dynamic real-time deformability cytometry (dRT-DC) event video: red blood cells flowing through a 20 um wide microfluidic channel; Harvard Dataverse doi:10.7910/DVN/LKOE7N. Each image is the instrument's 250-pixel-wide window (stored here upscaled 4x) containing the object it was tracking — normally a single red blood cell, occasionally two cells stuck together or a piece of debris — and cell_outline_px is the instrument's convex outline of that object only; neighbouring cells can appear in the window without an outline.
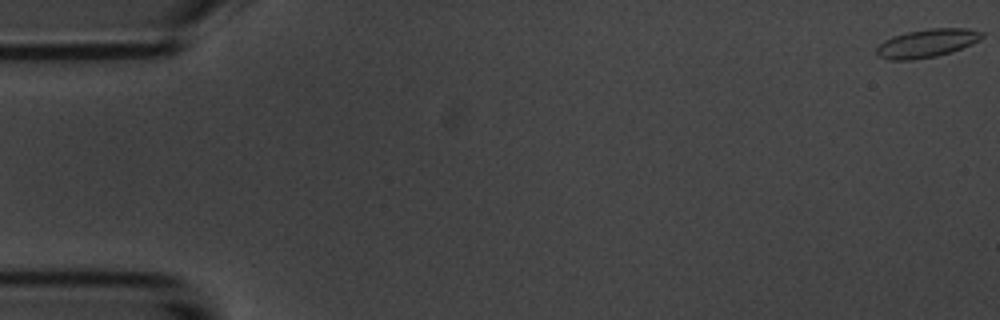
{"species": "common noctule bat (a hibernating species)", "species_latin": "Nyctalus noctula", "temperature_condition": "room temperature", "stored_images_in_passage": 5, "camera_frame_rate_fps": 3000, "um_per_image_px": 0.085, "animal": {"sex": "male", "body_mass_g": 20.1, "forearm_length_mm": 53.5}, "frame": {"image": 1, "passage_image": 1, "time_ms": 0.0, "image_size_px": [1000, 320], "cell_outline_px": [[984, 36], [980, 40], [972, 44], [936, 56], [912, 60], [892, 60], [880, 56], [876, 52], [876, 48], [884, 40], [892, 36], [908, 32], [928, 28], [968, 28], [984, 32]], "centroid_in_image_um": [78.81, 3.66], "position_along_channel_um": 6.2, "area_um2": 17.28}}
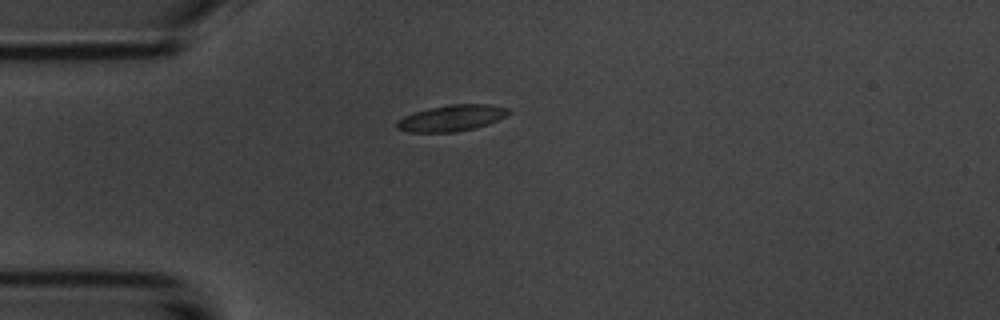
{"frame": {"image": 2, "passage_image": 5, "time_ms": 4.667, "image_size_px": [1000, 320], "cell_outline_px": [[512, 112], [488, 124], [476, 128], [456, 132], [408, 132], [396, 128], [396, 124], [404, 116], [428, 108], [452, 104], [488, 104], [508, 108]], "centroid_in_image_um": [38.4, 10.04], "position_along_channel_um": 46.6, "area_um2": 16.94}}